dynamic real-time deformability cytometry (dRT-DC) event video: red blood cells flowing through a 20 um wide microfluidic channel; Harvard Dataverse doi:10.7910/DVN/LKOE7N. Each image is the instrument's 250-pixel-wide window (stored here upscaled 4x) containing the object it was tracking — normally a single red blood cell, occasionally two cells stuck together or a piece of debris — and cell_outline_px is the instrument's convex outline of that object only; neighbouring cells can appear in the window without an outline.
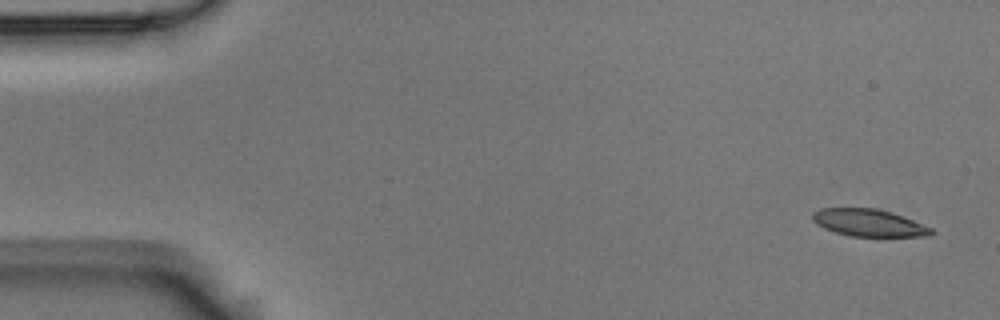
{"species": "Egyptian fruit bat (a non-hibernating species)", "species_latin": "Rousettus aegyptiacus", "temperature_condition": "room temperature", "stored_images_in_passage": 4, "camera_frame_rate_fps": 3000, "um_per_image_px": 0.085, "animal": {"sex": "male"}, "frame": {"image": 1, "passage_image": 1, "time_ms": 0.0, "image_size_px": [1000, 320], "cell_outline_px": [[936, 232], [932, 236], [852, 236], [836, 232], [824, 228], [816, 224], [812, 220], [812, 212], [820, 208], [876, 208], [892, 212], [904, 216], [932, 228]], "centroid_in_image_um": [73.87, 18.93], "position_along_channel_um": 11.1, "area_um2": 18.96}}
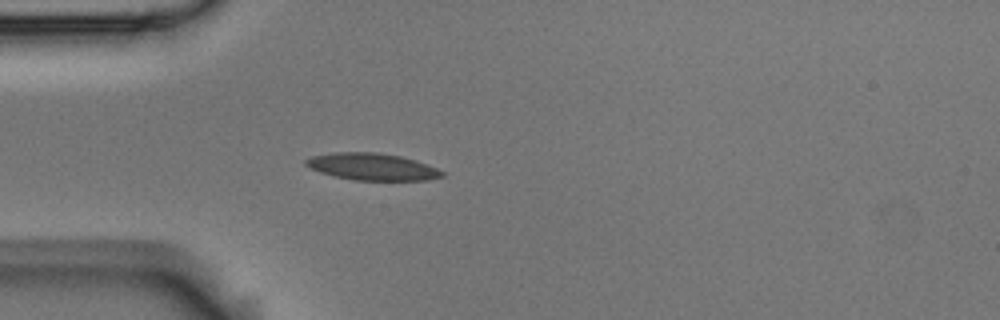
{"frame": {"image": 2, "passage_image": 4, "time_ms": 1.0, "image_size_px": [1000, 320], "cell_outline_px": [[444, 176], [428, 180], [356, 180], [332, 176], [320, 172], [304, 164], [304, 160], [312, 156], [332, 152], [376, 152], [400, 156], [416, 160], [436, 168], [444, 172]], "centroid_in_image_um": [31.62, 14.17], "position_along_channel_um": 53.4, "area_um2": 21.39}}